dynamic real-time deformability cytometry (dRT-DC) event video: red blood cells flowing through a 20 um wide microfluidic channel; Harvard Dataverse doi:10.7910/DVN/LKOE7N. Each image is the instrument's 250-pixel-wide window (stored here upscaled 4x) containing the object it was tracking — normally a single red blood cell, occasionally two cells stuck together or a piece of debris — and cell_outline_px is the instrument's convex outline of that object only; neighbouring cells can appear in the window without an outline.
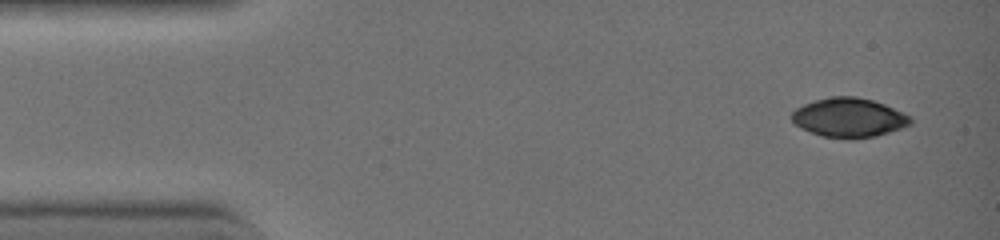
{"species": "common noctule bat (a hibernating species)", "species_latin": "Nyctalus noctula", "temperature_condition": "warm", "stored_images_in_passage": 5, "camera_frame_rate_fps": 3000, "um_per_image_px": 0.085, "animal": {"sex": "female", "body_mass_g": 19.0, "forearm_length_mm": 51.5}, "frame": {"image": 1, "passage_image": 1, "time_ms": 0.0, "image_size_px": [1000, 240], "cell_outline_px": [[912, 124], [888, 132], [872, 136], [824, 136], [812, 132], [796, 124], [792, 120], [792, 112], [796, 108], [804, 104], [816, 100], [832, 96], [856, 96], [872, 100], [884, 104], [912, 116]], "centroid_in_image_um": [72.19, 9.95], "position_along_channel_um": 12.8, "area_um2": 26.24}}
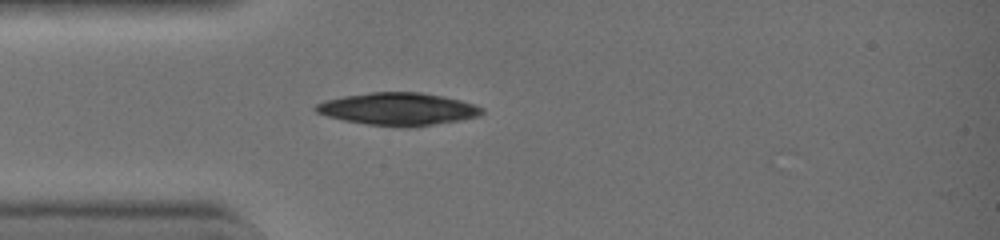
{"frame": {"image": 2, "passage_image": 5, "time_ms": 1.333, "image_size_px": [1000, 240], "cell_outline_px": [[484, 112], [480, 116], [460, 120], [412, 128], [400, 128], [368, 124], [344, 120], [328, 116], [316, 112], [316, 104], [328, 100], [344, 96], [372, 92], [420, 92], [460, 100], [484, 108]], "centroid_in_image_um": [33.88, 9.28], "position_along_channel_um": 51.1, "area_um2": 31.39}}